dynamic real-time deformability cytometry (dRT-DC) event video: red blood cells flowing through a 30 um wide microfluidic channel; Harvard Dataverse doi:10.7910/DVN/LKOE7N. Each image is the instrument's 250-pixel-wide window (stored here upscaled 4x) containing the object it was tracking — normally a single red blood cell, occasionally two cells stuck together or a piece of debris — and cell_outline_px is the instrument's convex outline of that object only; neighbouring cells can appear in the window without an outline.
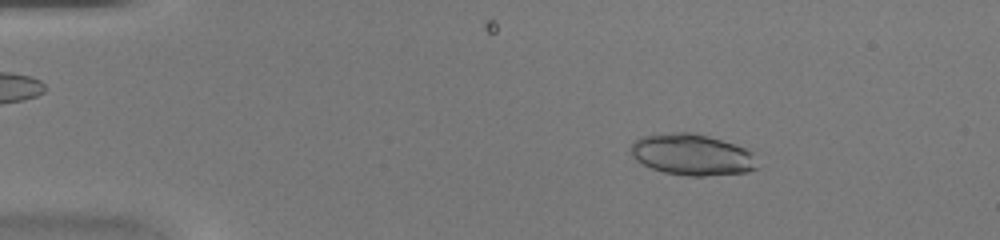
{"species": "common noctule bat (a hibernating species)", "species_latin": "Nyctalus noctula", "temperature_condition": "warm", "stored_images_in_passage": 46, "camera_frame_rate_fps": 3000, "um_per_image_px": 0.085, "animal": {"sex": "female", "body_mass_g": 20.0, "forearm_length_mm": 54.0}, "frame": {"image": 1, "passage_image": 8, "time_ms": 2.333, "image_size_px": [1000, 240], "cell_outline_px": [[760, 168], [748, 172], [704, 176], [688, 176], [664, 172], [652, 168], [636, 160], [632, 156], [628, 148], [632, 140], [640, 136], [672, 132], [692, 132], [708, 136], [744, 148], [752, 152]], "centroid_in_image_um": [58.79, 13.14], "position_along_channel_um": 26.2, "area_um2": 30.69}}